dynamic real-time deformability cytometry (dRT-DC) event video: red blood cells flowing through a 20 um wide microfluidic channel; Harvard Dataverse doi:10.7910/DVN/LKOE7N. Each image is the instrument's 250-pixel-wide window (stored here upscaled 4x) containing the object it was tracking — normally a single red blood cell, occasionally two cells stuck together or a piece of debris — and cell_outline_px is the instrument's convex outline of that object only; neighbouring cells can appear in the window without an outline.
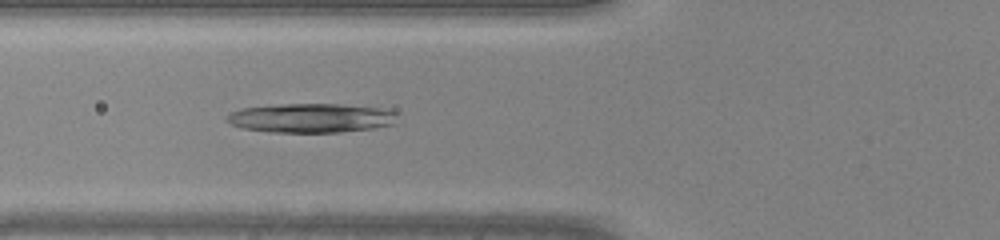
{"species": "common noctule bat (a hibernating species)", "species_latin": "Nyctalus noctula", "temperature_condition": "warm", "stored_images_in_passage": 45, "camera_frame_rate_fps": 3000, "um_per_image_px": 0.085, "animal": {"sex": "male", "body_mass_g": 20.0, "forearm_length_mm": 53.3}, "frame": {"image": 1, "passage_image": 18, "time_ms": 5.667, "image_size_px": [1000, 240], "cell_outline_px": [[396, 124], [372, 128], [340, 132], [268, 132], [240, 128], [224, 120], [224, 116], [240, 108], [280, 104], [340, 104], [380, 108], [396, 112]], "centroid_in_image_um": [26.39, 10.03], "position_along_channel_um": 99.4, "area_um2": 29.19}}
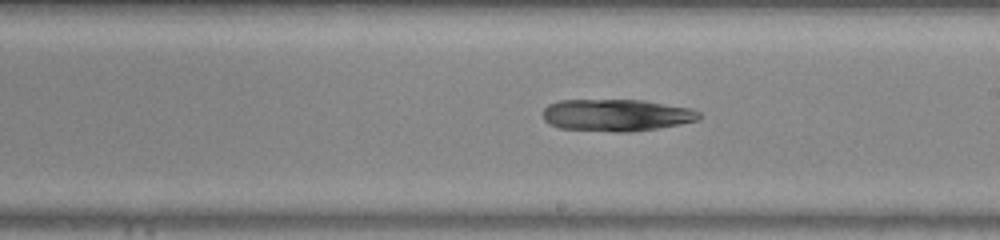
{"frame": {"image": 2, "passage_image": 27, "time_ms": 8.667, "image_size_px": [1000, 240], "cell_outline_px": [[700, 120], [680, 124], [632, 132], [616, 132], [560, 128], [548, 124], [544, 120], [544, 108], [548, 104], [560, 100], [644, 100], [692, 108], [700, 112]], "centroid_in_image_um": [52.41, 9.78], "position_along_channel_um": 236.6, "area_um2": 29.3}}
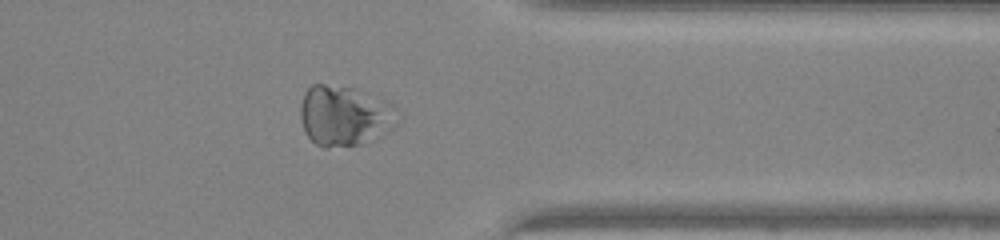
{"frame": {"image": 3, "passage_image": 37, "time_ms": 12.0, "image_size_px": [1000, 240], "cell_outline_px": [[400, 120], [392, 132], [360, 144], [328, 148], [324, 148], [316, 144], [304, 132], [300, 120], [300, 104], [304, 92], [312, 84], [324, 84], [356, 88], [388, 100], [396, 108]], "centroid_in_image_um": [29.33, 9.84], "position_along_channel_um": 382.1, "area_um2": 35.14}}